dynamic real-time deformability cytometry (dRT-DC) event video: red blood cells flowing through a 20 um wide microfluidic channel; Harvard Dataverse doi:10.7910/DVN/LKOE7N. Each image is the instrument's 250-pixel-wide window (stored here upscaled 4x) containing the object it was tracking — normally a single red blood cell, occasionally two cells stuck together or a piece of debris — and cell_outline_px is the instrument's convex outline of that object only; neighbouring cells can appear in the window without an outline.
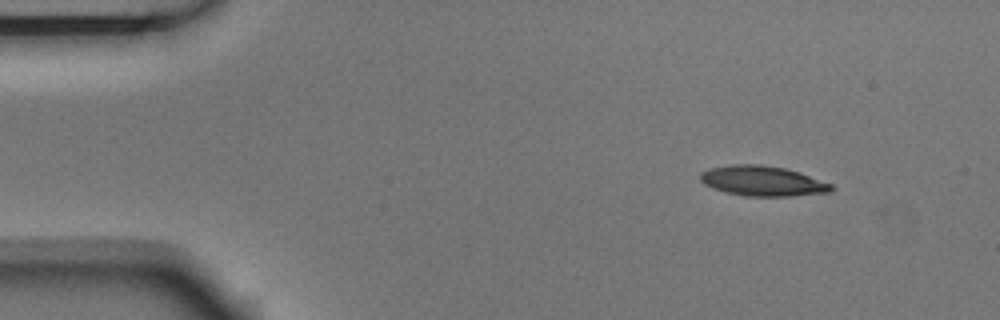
{"species": "Egyptian fruit bat (a non-hibernating species)", "species_latin": "Rousettus aegyptiacus", "temperature_condition": "room temperature", "stored_images_in_passage": 5, "camera_frame_rate_fps": 3000, "um_per_image_px": 0.085, "animal": {"sex": "male"}, "frame": {"image": 1, "passage_image": 1, "time_ms": 0.0, "image_size_px": [1000, 320], "cell_outline_px": [[836, 188], [832, 192], [792, 196], [744, 196], [724, 192], [712, 188], [704, 184], [700, 180], [700, 172], [708, 168], [732, 164], [760, 164], [784, 168], [800, 172], [832, 184]], "centroid_in_image_um": [64.82, 15.38], "position_along_channel_um": 20.2, "area_um2": 23.29}}
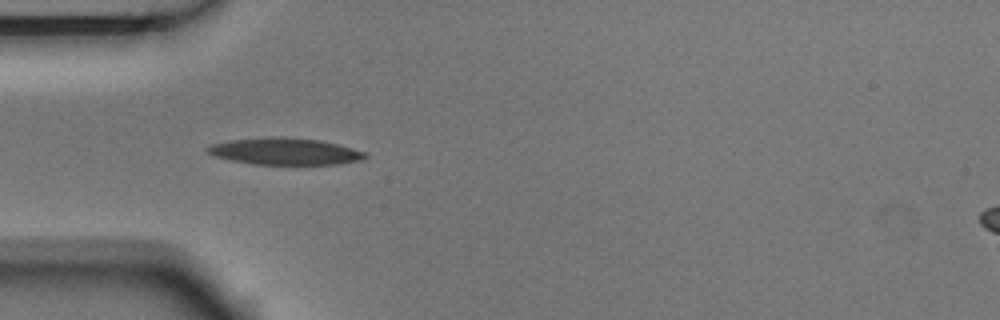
{"frame": {"image": 2, "passage_image": 4, "time_ms": 1.0, "image_size_px": [1000, 320], "cell_outline_px": [[368, 156], [360, 160], [336, 164], [252, 164], [212, 156], [208, 152], [208, 148], [212, 144], [232, 140], [280, 136], [320, 140], [352, 148], [364, 152]], "centroid_in_image_um": [24.21, 12.87], "position_along_channel_um": 60.8, "area_um2": 24.22}}
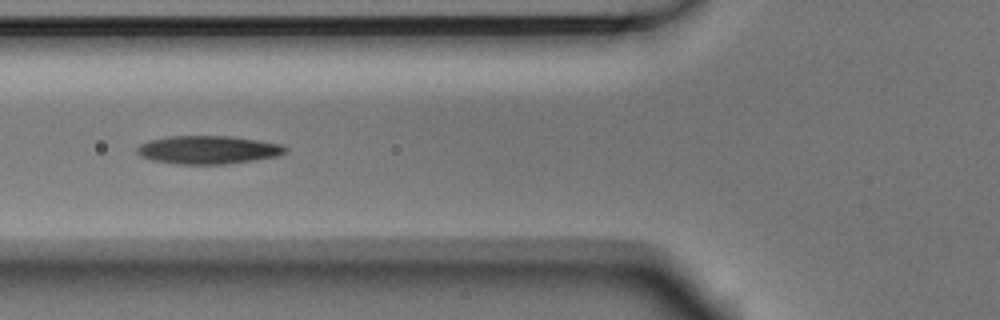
{"frame": {"image": 3, "passage_image": 5, "time_ms": 1.333, "image_size_px": [1000, 320], "cell_outline_px": [[288, 148], [280, 156], [224, 164], [180, 164], [152, 160], [140, 156], [136, 152], [136, 148], [140, 144], [148, 140], [168, 136], [228, 136], [284, 144]], "centroid_in_image_um": [17.67, 12.73], "position_along_channel_um": 108.1, "area_um2": 24.39}}